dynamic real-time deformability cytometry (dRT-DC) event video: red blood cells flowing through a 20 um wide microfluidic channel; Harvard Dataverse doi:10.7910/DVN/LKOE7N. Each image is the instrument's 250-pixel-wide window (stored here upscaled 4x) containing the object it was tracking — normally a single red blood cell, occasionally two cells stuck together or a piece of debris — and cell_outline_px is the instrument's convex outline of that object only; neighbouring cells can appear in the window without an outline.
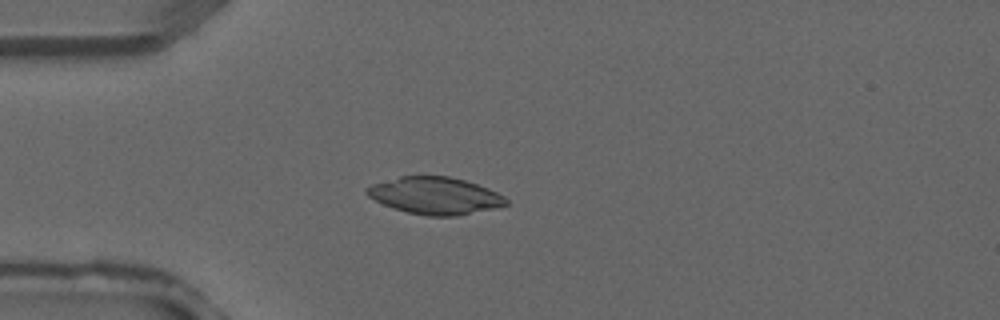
{"species": "common noctule bat (a hibernating species)", "species_latin": "Nyctalus noctula", "temperature_condition": "warm", "stored_images_in_passage": 3, "camera_frame_rate_fps": 3000, "um_per_image_px": 0.085, "animal": {"sex": "male", "forearm_length_mm": 52.5}, "frame": {"image": 1, "passage_image": 3, "time_ms": 0.667, "image_size_px": [1000, 320], "cell_outline_px": [[508, 204], [496, 208], [456, 216], [428, 216], [408, 212], [392, 208], [368, 196], [364, 192], [364, 188], [372, 184], [400, 176], [448, 176], [464, 180], [488, 188], [504, 196], [508, 200]], "centroid_in_image_um": [36.97, 16.63], "position_along_channel_um": 48.0, "area_um2": 30.06}}